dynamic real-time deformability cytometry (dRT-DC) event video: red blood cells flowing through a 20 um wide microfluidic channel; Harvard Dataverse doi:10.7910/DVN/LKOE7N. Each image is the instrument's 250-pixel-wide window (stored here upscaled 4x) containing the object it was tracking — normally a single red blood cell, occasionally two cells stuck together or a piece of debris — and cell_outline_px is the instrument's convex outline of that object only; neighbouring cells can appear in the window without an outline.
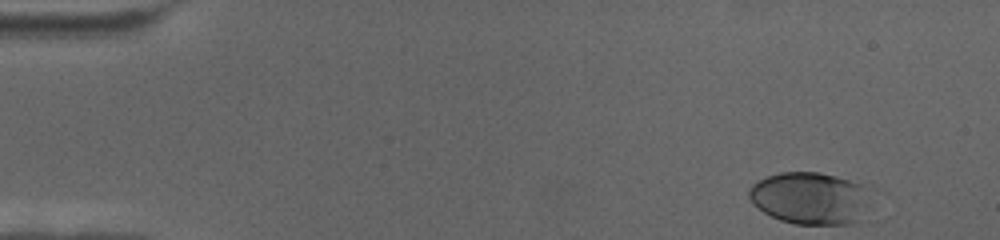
{"species": "human", "species_latin": "Homo sapiens", "temperature_condition": "cold", "stored_images_in_passage": 64, "camera_frame_rate_fps": 3000, "um_per_image_px": 0.085, "donor": {"sex": "female"}, "frame": {"image": 1, "passage_image": 1, "time_ms": 0.0, "image_size_px": [1000, 240], "cell_outline_px": [[860, 188], [856, 220], [852, 224], [796, 224], [780, 220], [764, 212], [752, 204], [748, 196], [748, 192], [752, 184], [768, 176], [780, 172], [820, 172], [836, 176], [860, 184]], "centroid_in_image_um": [68.6, 16.83], "position_along_channel_um": 16.4, "area_um2": 35.03}}
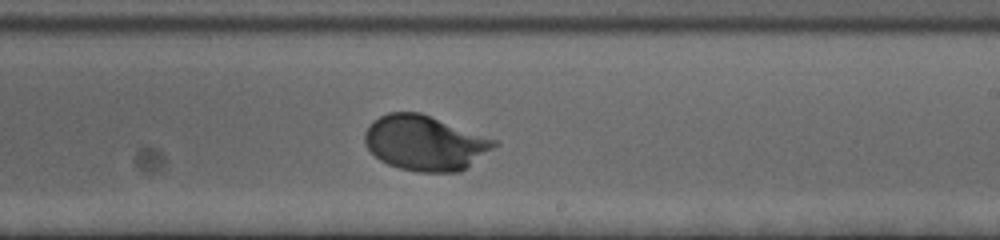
{"frame": {"image": 2, "passage_image": 37, "time_ms": 12.0, "image_size_px": [1000, 240], "cell_outline_px": [[500, 144], [460, 172], [416, 172], [400, 168], [388, 164], [380, 160], [368, 148], [364, 140], [364, 132], [368, 124], [372, 120], [388, 112], [420, 112], [496, 140]], "centroid_in_image_um": [36.1, 12.15], "position_along_channel_um": 252.9, "area_um2": 41.44}}
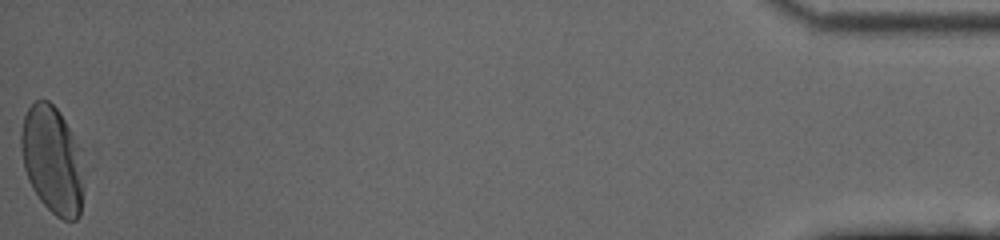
{"frame": {"image": 3, "passage_image": 64, "time_ms": 21.0, "image_size_px": [1000, 240], "cell_outline_px": [[80, 216], [76, 220], [64, 220], [56, 216], [40, 200], [32, 188], [28, 180], [24, 168], [20, 148], [20, 132], [24, 116], [28, 108], [36, 100], [48, 100], [60, 112], [80, 148]], "centroid_in_image_um": [4.38, 13.56], "position_along_channel_um": 430.8, "area_um2": 38.67}}